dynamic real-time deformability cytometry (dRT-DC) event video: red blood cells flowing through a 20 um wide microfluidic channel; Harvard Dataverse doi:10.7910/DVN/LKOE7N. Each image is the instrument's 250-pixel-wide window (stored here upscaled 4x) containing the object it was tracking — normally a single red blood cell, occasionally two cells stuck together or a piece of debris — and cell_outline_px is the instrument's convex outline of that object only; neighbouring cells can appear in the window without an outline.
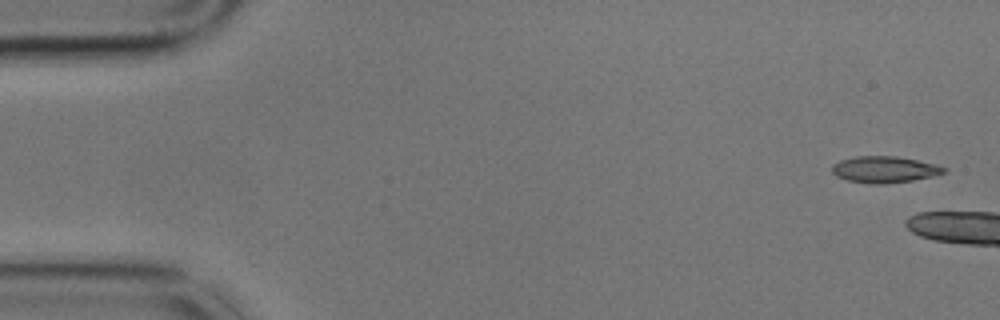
{"species": "common noctule bat (a hibernating species)", "species_latin": "Nyctalus noctula", "temperature_condition": "cold", "stored_images_in_passage": 8, "camera_frame_rate_fps": 3000, "um_per_image_px": 0.085, "animal": {"sex": "male", "body_mass_g": 17.9}, "frame": {"image": 1, "passage_image": 1, "time_ms": 0.0, "image_size_px": [1000, 320], "cell_outline_px": [[948, 168], [944, 172], [932, 176], [912, 180], [884, 184], [876, 184], [848, 180], [836, 176], [832, 172], [832, 164], [840, 160], [856, 156], [896, 156], [936, 164]], "centroid_in_image_um": [75.16, 14.4], "position_along_channel_um": 9.8, "area_um2": 17.11}}